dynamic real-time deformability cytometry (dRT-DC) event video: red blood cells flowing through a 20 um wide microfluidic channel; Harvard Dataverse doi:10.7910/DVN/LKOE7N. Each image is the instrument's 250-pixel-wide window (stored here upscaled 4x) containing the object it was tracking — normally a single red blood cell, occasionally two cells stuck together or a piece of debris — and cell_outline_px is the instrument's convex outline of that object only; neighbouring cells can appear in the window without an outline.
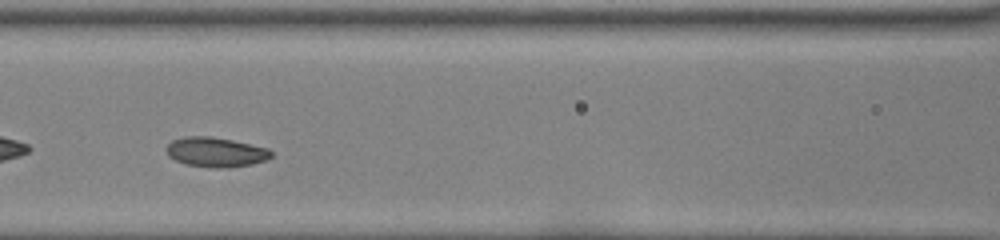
{"species": "common noctule bat (a hibernating species)", "species_latin": "Nyctalus noctula", "temperature_condition": "room temperature", "stored_images_in_passage": 46, "camera_frame_rate_fps": 3000, "um_per_image_px": 0.085, "animal": {"sex": "female", "body_mass_g": 22.0, "forearm_length_mm": 56.7}, "frame": {"image": 1, "passage_image": 20, "time_ms": 6.333, "image_size_px": [1000, 240], "cell_outline_px": [[272, 156], [268, 160], [252, 164], [228, 168], [212, 168], [184, 164], [168, 156], [164, 148], [172, 140], [184, 136], [208, 136], [232, 140], [268, 148], [272, 152]], "centroid_in_image_um": [18.32, 12.94], "position_along_channel_um": 148.3, "area_um2": 18.38}, "authors_computed_cell_mechanics": {"area_um2": 17.7735, "velocity_mm_per_s": 4.0096, "shape_relaxation_time_tau1_ms": 1.7955, "shape_relaxation_time_tau2_ms": 3.5491, "deformation_change_tau1": 0.064, "deformation_change_tau2": 0.0738}}